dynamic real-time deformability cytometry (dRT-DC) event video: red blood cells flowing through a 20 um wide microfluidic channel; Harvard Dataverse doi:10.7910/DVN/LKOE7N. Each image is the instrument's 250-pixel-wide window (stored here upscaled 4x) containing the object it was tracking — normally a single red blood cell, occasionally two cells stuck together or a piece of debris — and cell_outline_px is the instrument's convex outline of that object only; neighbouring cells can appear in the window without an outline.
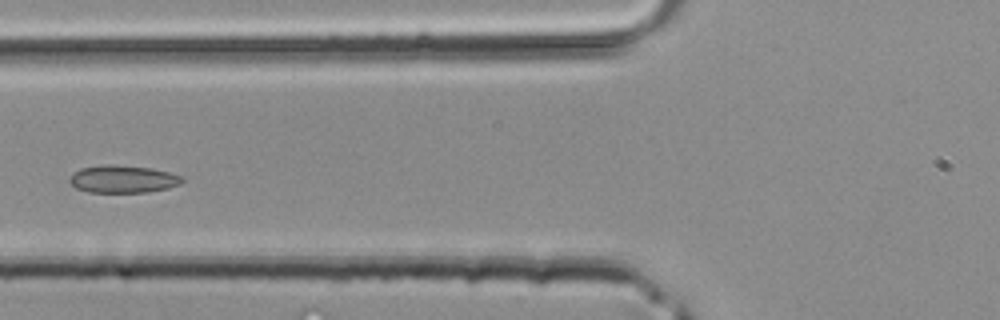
{"species": "common noctule bat (a hibernating species)", "species_latin": "Nyctalus noctula", "temperature_condition": "room temperature", "stored_images_in_passage": 29, "camera_frame_rate_fps": 3000, "um_per_image_px": 0.085, "animal": {"sex": "male", "body_mass_g": 20.4}, "frame": {"image": 1, "passage_image": 9, "time_ms": 2.667, "image_size_px": [1000, 320], "cell_outline_px": [[184, 180], [180, 184], [168, 188], [148, 192], [88, 192], [76, 188], [68, 180], [72, 172], [80, 168], [100, 164], [112, 164], [152, 168], [184, 176]], "centroid_in_image_um": [10.43, 15.21], "position_along_channel_um": 115.4, "area_um2": 18.32}}
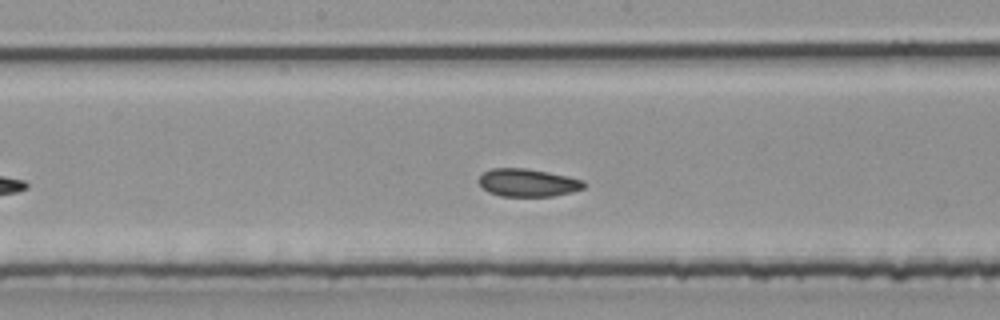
{"frame": {"image": 2, "passage_image": 14, "time_ms": 4.333, "image_size_px": [1000, 320], "cell_outline_px": [[588, 184], [584, 188], [572, 192], [552, 196], [500, 196], [488, 192], [480, 184], [480, 176], [484, 172], [492, 168], [528, 168], [568, 176], [584, 180]], "centroid_in_image_um": [44.91, 15.52], "position_along_channel_um": 203.3, "area_um2": 17.11}}
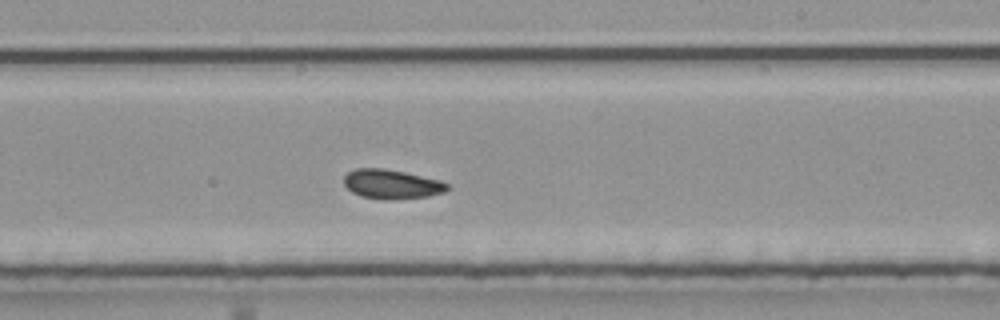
{"frame": {"image": 3, "passage_image": 17, "time_ms": 5.333, "image_size_px": [1000, 320], "cell_outline_px": [[448, 188], [444, 192], [428, 196], [392, 200], [384, 200], [360, 196], [352, 192], [344, 184], [344, 176], [348, 172], [356, 168], [384, 168], [404, 172], [440, 180], [448, 184]], "centroid_in_image_um": [33.27, 15.66], "position_along_channel_um": 255.7, "area_um2": 17.69}}